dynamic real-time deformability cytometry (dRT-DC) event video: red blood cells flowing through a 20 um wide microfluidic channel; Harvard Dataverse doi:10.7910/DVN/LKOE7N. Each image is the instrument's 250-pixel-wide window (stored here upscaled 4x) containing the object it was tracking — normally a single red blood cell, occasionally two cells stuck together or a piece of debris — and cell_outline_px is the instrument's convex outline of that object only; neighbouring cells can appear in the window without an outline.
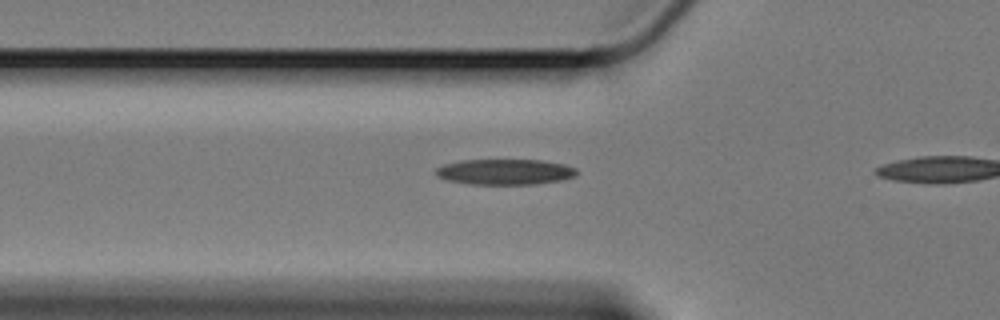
{"species": "Egyptian fruit bat (a non-hibernating species)", "species_latin": "Rousettus aegyptiacus", "temperature_condition": "cold", "stored_images_in_passage": 4, "camera_frame_rate_fps": 3000, "um_per_image_px": 0.085, "animal": {"sex": "female"}, "frame": {"image": 1, "passage_image": 2, "time_ms": 0.333, "image_size_px": [1000, 320], "cell_outline_px": [[580, 172], [576, 176], [564, 180], [536, 184], [468, 184], [448, 180], [436, 176], [436, 168], [444, 164], [460, 160], [540, 160], [564, 164], [576, 168]], "centroid_in_image_um": [42.96, 14.61], "position_along_channel_um": 82.8, "area_um2": 21.21}}